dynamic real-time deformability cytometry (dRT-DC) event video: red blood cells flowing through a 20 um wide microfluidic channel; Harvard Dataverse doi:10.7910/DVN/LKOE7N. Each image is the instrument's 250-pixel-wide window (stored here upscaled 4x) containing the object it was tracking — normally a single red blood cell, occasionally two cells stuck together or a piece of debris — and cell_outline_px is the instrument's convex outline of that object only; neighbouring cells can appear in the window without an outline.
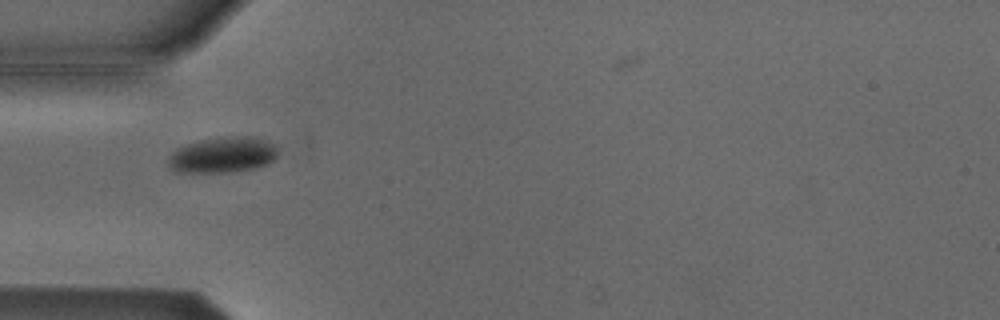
{"species": "Egyptian fruit bat (a non-hibernating species)", "species_latin": "Rousettus aegyptiacus", "temperature_condition": "cold", "stored_images_in_passage": 2, "camera_frame_rate_fps": 3000, "um_per_image_px": 0.085, "animal": {"sex": "male"}, "frame": {"image": 1, "passage_image": 1, "time_ms": 0.0, "image_size_px": [1000, 320], "cell_outline_px": [[280, 148], [276, 156], [268, 164], [252, 168], [232, 172], [176, 172], [168, 164], [168, 160], [172, 152], [176, 148], [184, 144], [200, 140], [220, 136], [256, 136], [280, 144]], "centroid_in_image_um": [18.99, 13.13], "position_along_channel_um": 66.0, "area_um2": 23.41}}
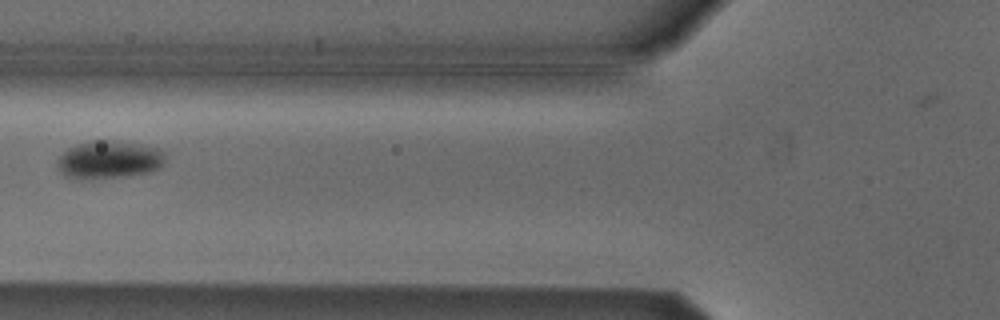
{"frame": {"image": 2, "passage_image": 2, "time_ms": 0.333, "image_size_px": [1000, 320], "cell_outline_px": [[164, 160], [156, 168], [148, 172], [120, 176], [64, 176], [60, 172], [56, 164], [56, 160], [68, 148], [76, 144], [92, 140], [112, 140], [140, 144], [160, 148], [164, 152]], "centroid_in_image_um": [9.25, 13.51], "position_along_channel_um": 116.5, "area_um2": 23.0}}